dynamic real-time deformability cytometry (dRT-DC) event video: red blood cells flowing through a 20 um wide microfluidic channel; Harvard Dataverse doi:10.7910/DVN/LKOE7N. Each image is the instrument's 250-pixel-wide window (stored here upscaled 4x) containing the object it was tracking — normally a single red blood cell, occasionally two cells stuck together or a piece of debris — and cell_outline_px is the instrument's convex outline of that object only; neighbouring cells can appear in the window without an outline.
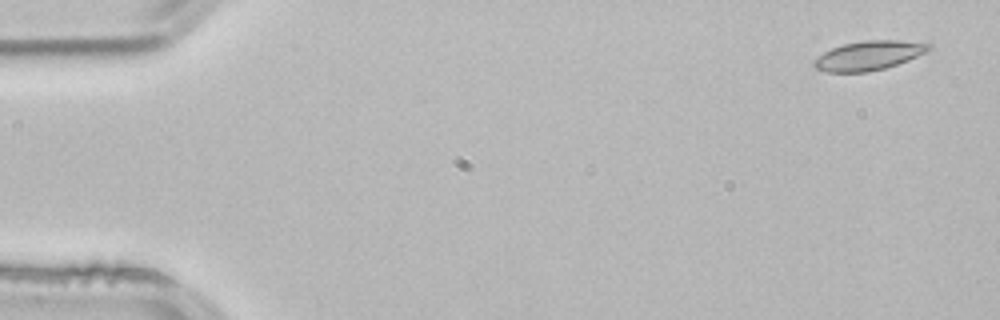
{"species": "common noctule bat (a hibernating species)", "species_latin": "Nyctalus noctula", "temperature_condition": "room temperature", "stored_images_in_passage": 4, "camera_frame_rate_fps": 3000, "um_per_image_px": 0.085, "animal": {"sex": "male", "body_mass_g": 21.5, "forearm_length_mm": 52.0}, "frame": {"image": 1, "passage_image": 1, "time_ms": 0.0, "image_size_px": [1000, 320], "cell_outline_px": [[932, 48], [928, 52], [908, 60], [884, 68], [868, 72], [828, 72], [816, 68], [812, 64], [812, 60], [824, 52], [832, 48], [844, 44], [864, 40], [900, 40], [932, 44]], "centroid_in_image_um": [73.85, 4.71], "position_along_channel_um": 11.1, "area_um2": 19.59}}